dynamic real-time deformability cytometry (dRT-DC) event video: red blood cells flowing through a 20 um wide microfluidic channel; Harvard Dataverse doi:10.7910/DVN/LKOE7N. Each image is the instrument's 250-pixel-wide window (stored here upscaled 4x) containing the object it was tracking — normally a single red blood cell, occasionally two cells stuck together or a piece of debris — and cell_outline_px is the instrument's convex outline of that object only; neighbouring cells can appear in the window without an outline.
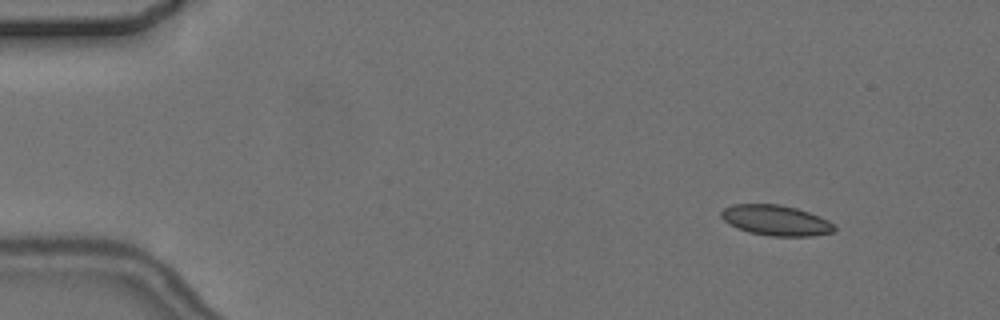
{"species": "common noctule bat (a hibernating species)", "species_latin": "Nyctalus noctula", "temperature_condition": "cold", "stored_images_in_passage": 4, "camera_frame_rate_fps": 3000, "um_per_image_px": 0.085, "animal": {"sex": "female", "body_mass_g": 24.6, "forearm_length_mm": 56.2}, "frame": {"image": 1, "passage_image": 2, "time_ms": 1.0, "image_size_px": [1000, 320], "cell_outline_px": [[836, 232], [812, 236], [768, 236], [748, 232], [736, 228], [728, 224], [720, 216], [720, 212], [724, 208], [732, 204], [780, 204], [796, 208], [820, 216], [828, 220], [836, 228]], "centroid_in_image_um": [65.94, 18.73], "position_along_channel_um": 19.1, "area_um2": 20.29}}